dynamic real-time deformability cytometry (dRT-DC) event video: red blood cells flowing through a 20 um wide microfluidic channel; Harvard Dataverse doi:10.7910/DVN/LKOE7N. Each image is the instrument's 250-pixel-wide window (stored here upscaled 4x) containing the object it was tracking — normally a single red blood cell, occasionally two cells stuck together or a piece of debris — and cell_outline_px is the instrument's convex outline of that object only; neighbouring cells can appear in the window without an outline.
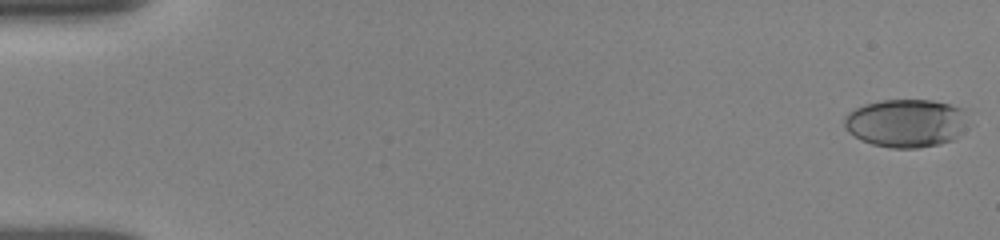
{"species": "human", "species_latin": "Homo sapiens", "temperature_condition": "room temperature", "stored_images_in_passage": 15, "camera_frame_rate_fps": 3000, "um_per_image_px": 0.085, "donor": {"sex": "female"}, "frame": {"image": 1, "passage_image": 1, "time_ms": 0.0, "image_size_px": [1000, 240], "cell_outline_px": [[968, 116], [956, 136], [952, 140], [940, 144], [916, 148], [892, 148], [872, 144], [860, 140], [848, 132], [844, 128], [844, 116], [848, 112], [864, 104], [880, 100], [932, 100], [968, 108]], "centroid_in_image_um": [76.99, 10.45], "position_along_channel_um": 8.0, "area_um2": 34.97}}
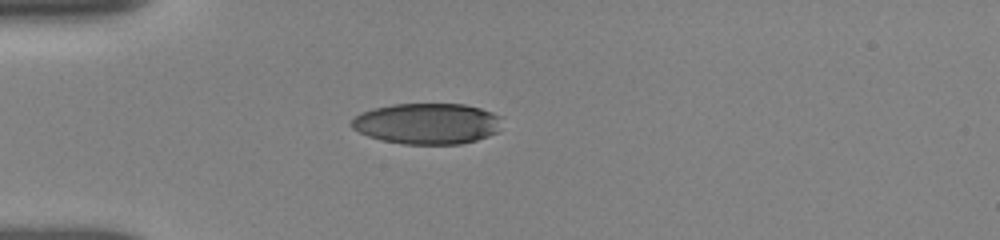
{"frame": {"image": 2, "passage_image": 11, "time_ms": 4.667, "image_size_px": [1000, 240], "cell_outline_px": [[500, 116], [496, 132], [488, 136], [476, 140], [460, 144], [404, 144], [384, 140], [368, 136], [352, 128], [348, 124], [360, 112], [372, 108], [392, 104], [464, 104], [480, 108], [492, 112]], "centroid_in_image_um": [36.26, 10.5], "position_along_channel_um": 48.7, "area_um2": 35.78}}
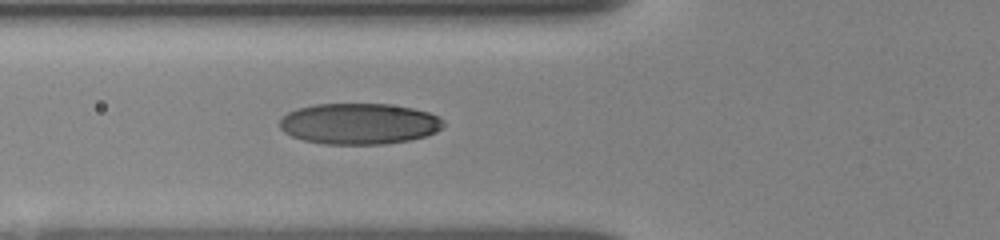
{"frame": {"image": 3, "passage_image": 15, "time_ms": 6.333, "image_size_px": [1000, 240], "cell_outline_px": [[444, 128], [436, 132], [424, 136], [408, 140], [384, 144], [324, 144], [304, 140], [292, 136], [284, 132], [280, 128], [280, 116], [296, 108], [316, 104], [388, 104], [412, 108], [428, 112], [440, 116], [444, 120]], "centroid_in_image_um": [30.52, 10.51], "position_along_channel_um": 95.3, "area_um2": 39.36}}